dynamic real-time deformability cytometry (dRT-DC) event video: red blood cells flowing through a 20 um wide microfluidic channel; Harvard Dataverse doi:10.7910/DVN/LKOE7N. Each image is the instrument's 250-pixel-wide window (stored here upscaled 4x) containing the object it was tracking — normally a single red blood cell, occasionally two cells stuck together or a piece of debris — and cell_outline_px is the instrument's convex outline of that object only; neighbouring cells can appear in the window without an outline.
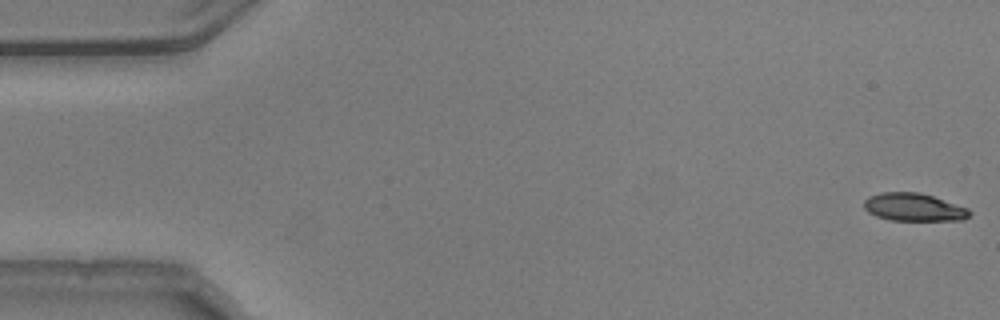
{"species": "common noctule bat (a hibernating species)", "species_latin": "Nyctalus noctula", "temperature_condition": "warm", "stored_images_in_passage": 10, "camera_frame_rate_fps": 3000, "um_per_image_px": 0.085, "animal": {"sex": "male", "body_mass_g": 20.5, "forearm_length_mm": 52.5}, "frame": {"image": 1, "passage_image": 1, "time_ms": 0.0, "image_size_px": [1000, 320], "cell_outline_px": [[972, 212], [964, 220], [888, 220], [876, 216], [868, 212], [864, 208], [864, 200], [868, 196], [880, 192], [920, 192], [968, 208]], "centroid_in_image_um": [77.64, 17.61], "position_along_channel_um": 7.4, "area_um2": 17.17}}